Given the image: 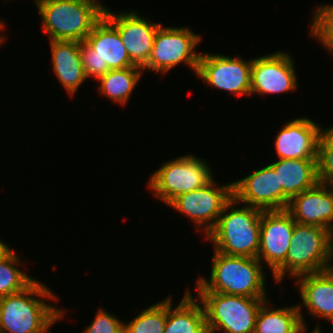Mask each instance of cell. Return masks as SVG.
Returning <instances> with one entry per match:
<instances>
[{
  "label": "cell",
  "mask_w": 333,
  "mask_h": 333,
  "mask_svg": "<svg viewBox=\"0 0 333 333\" xmlns=\"http://www.w3.org/2000/svg\"><path fill=\"white\" fill-rule=\"evenodd\" d=\"M317 167L319 182L333 188V126L321 132Z\"/></svg>",
  "instance_id": "4316f807"
},
{
  "label": "cell",
  "mask_w": 333,
  "mask_h": 333,
  "mask_svg": "<svg viewBox=\"0 0 333 333\" xmlns=\"http://www.w3.org/2000/svg\"><path fill=\"white\" fill-rule=\"evenodd\" d=\"M321 326L318 324L315 326L314 330L311 333H321Z\"/></svg>",
  "instance_id": "836d02e7"
},
{
  "label": "cell",
  "mask_w": 333,
  "mask_h": 333,
  "mask_svg": "<svg viewBox=\"0 0 333 333\" xmlns=\"http://www.w3.org/2000/svg\"><path fill=\"white\" fill-rule=\"evenodd\" d=\"M293 60L289 53L279 50L253 58L250 95L281 94L298 88Z\"/></svg>",
  "instance_id": "7c38bea8"
},
{
  "label": "cell",
  "mask_w": 333,
  "mask_h": 333,
  "mask_svg": "<svg viewBox=\"0 0 333 333\" xmlns=\"http://www.w3.org/2000/svg\"><path fill=\"white\" fill-rule=\"evenodd\" d=\"M11 250L12 248L0 239V259L4 258Z\"/></svg>",
  "instance_id": "4dcf8cb0"
},
{
  "label": "cell",
  "mask_w": 333,
  "mask_h": 333,
  "mask_svg": "<svg viewBox=\"0 0 333 333\" xmlns=\"http://www.w3.org/2000/svg\"><path fill=\"white\" fill-rule=\"evenodd\" d=\"M331 261H333V225L328 229V269L333 270Z\"/></svg>",
  "instance_id": "f546056e"
},
{
  "label": "cell",
  "mask_w": 333,
  "mask_h": 333,
  "mask_svg": "<svg viewBox=\"0 0 333 333\" xmlns=\"http://www.w3.org/2000/svg\"><path fill=\"white\" fill-rule=\"evenodd\" d=\"M85 42L110 70L138 67L131 62L118 30L104 16L94 25Z\"/></svg>",
  "instance_id": "ac0fdd59"
},
{
  "label": "cell",
  "mask_w": 333,
  "mask_h": 333,
  "mask_svg": "<svg viewBox=\"0 0 333 333\" xmlns=\"http://www.w3.org/2000/svg\"><path fill=\"white\" fill-rule=\"evenodd\" d=\"M194 297L190 289H187L175 308L172 305V298L167 297L164 333H209L204 307Z\"/></svg>",
  "instance_id": "44dd1931"
},
{
  "label": "cell",
  "mask_w": 333,
  "mask_h": 333,
  "mask_svg": "<svg viewBox=\"0 0 333 333\" xmlns=\"http://www.w3.org/2000/svg\"><path fill=\"white\" fill-rule=\"evenodd\" d=\"M214 178L202 188L174 198L167 206L191 218L205 237L216 226L226 204L233 197V182L217 186Z\"/></svg>",
  "instance_id": "9c48e42d"
},
{
  "label": "cell",
  "mask_w": 333,
  "mask_h": 333,
  "mask_svg": "<svg viewBox=\"0 0 333 333\" xmlns=\"http://www.w3.org/2000/svg\"><path fill=\"white\" fill-rule=\"evenodd\" d=\"M53 72L71 97L87 79L81 61L80 42L50 41Z\"/></svg>",
  "instance_id": "d6986e66"
},
{
  "label": "cell",
  "mask_w": 333,
  "mask_h": 333,
  "mask_svg": "<svg viewBox=\"0 0 333 333\" xmlns=\"http://www.w3.org/2000/svg\"><path fill=\"white\" fill-rule=\"evenodd\" d=\"M251 60L236 55L201 53L196 71L197 77L207 85L236 96H248L251 92Z\"/></svg>",
  "instance_id": "30bf717a"
},
{
  "label": "cell",
  "mask_w": 333,
  "mask_h": 333,
  "mask_svg": "<svg viewBox=\"0 0 333 333\" xmlns=\"http://www.w3.org/2000/svg\"><path fill=\"white\" fill-rule=\"evenodd\" d=\"M94 320L82 333H124V322L105 309L99 308Z\"/></svg>",
  "instance_id": "83f0119b"
},
{
  "label": "cell",
  "mask_w": 333,
  "mask_h": 333,
  "mask_svg": "<svg viewBox=\"0 0 333 333\" xmlns=\"http://www.w3.org/2000/svg\"><path fill=\"white\" fill-rule=\"evenodd\" d=\"M296 278L295 284L308 314L326 319L333 326V270L303 274Z\"/></svg>",
  "instance_id": "e0dca14e"
},
{
  "label": "cell",
  "mask_w": 333,
  "mask_h": 333,
  "mask_svg": "<svg viewBox=\"0 0 333 333\" xmlns=\"http://www.w3.org/2000/svg\"><path fill=\"white\" fill-rule=\"evenodd\" d=\"M17 255L12 249L4 258L0 259V297L20 292L35 280L20 270L18 265L21 261Z\"/></svg>",
  "instance_id": "cb8c5ba5"
},
{
  "label": "cell",
  "mask_w": 333,
  "mask_h": 333,
  "mask_svg": "<svg viewBox=\"0 0 333 333\" xmlns=\"http://www.w3.org/2000/svg\"><path fill=\"white\" fill-rule=\"evenodd\" d=\"M5 38H0V46L3 44Z\"/></svg>",
  "instance_id": "e575fe53"
},
{
  "label": "cell",
  "mask_w": 333,
  "mask_h": 333,
  "mask_svg": "<svg viewBox=\"0 0 333 333\" xmlns=\"http://www.w3.org/2000/svg\"><path fill=\"white\" fill-rule=\"evenodd\" d=\"M323 127L307 117L292 119L275 136L278 159H318Z\"/></svg>",
  "instance_id": "9a60e30c"
},
{
  "label": "cell",
  "mask_w": 333,
  "mask_h": 333,
  "mask_svg": "<svg viewBox=\"0 0 333 333\" xmlns=\"http://www.w3.org/2000/svg\"><path fill=\"white\" fill-rule=\"evenodd\" d=\"M209 333H254L261 305L269 298H251L216 292H198ZM223 332H222V331Z\"/></svg>",
  "instance_id": "8992f818"
},
{
  "label": "cell",
  "mask_w": 333,
  "mask_h": 333,
  "mask_svg": "<svg viewBox=\"0 0 333 333\" xmlns=\"http://www.w3.org/2000/svg\"><path fill=\"white\" fill-rule=\"evenodd\" d=\"M240 204L234 196L226 204L214 229L205 237L213 250L232 256L257 258L263 210ZM228 212V213H227Z\"/></svg>",
  "instance_id": "3957f363"
},
{
  "label": "cell",
  "mask_w": 333,
  "mask_h": 333,
  "mask_svg": "<svg viewBox=\"0 0 333 333\" xmlns=\"http://www.w3.org/2000/svg\"><path fill=\"white\" fill-rule=\"evenodd\" d=\"M103 16L118 30L131 62L143 68L150 58L155 34L162 24L151 23L136 10L113 13L109 9Z\"/></svg>",
  "instance_id": "4fadbf2b"
},
{
  "label": "cell",
  "mask_w": 333,
  "mask_h": 333,
  "mask_svg": "<svg viewBox=\"0 0 333 333\" xmlns=\"http://www.w3.org/2000/svg\"><path fill=\"white\" fill-rule=\"evenodd\" d=\"M233 196L239 203L263 211L285 210L290 202L279 188L278 175L269 164L234 181Z\"/></svg>",
  "instance_id": "8fae6325"
},
{
  "label": "cell",
  "mask_w": 333,
  "mask_h": 333,
  "mask_svg": "<svg viewBox=\"0 0 333 333\" xmlns=\"http://www.w3.org/2000/svg\"><path fill=\"white\" fill-rule=\"evenodd\" d=\"M269 299L260 307L254 333H305L308 329L302 315V304L270 309Z\"/></svg>",
  "instance_id": "7402d4cb"
},
{
  "label": "cell",
  "mask_w": 333,
  "mask_h": 333,
  "mask_svg": "<svg viewBox=\"0 0 333 333\" xmlns=\"http://www.w3.org/2000/svg\"><path fill=\"white\" fill-rule=\"evenodd\" d=\"M269 165L278 175L279 188L290 200L319 182L317 159H278Z\"/></svg>",
  "instance_id": "ffe728a7"
},
{
  "label": "cell",
  "mask_w": 333,
  "mask_h": 333,
  "mask_svg": "<svg viewBox=\"0 0 333 333\" xmlns=\"http://www.w3.org/2000/svg\"><path fill=\"white\" fill-rule=\"evenodd\" d=\"M88 2H91L93 4H95L96 6H98L104 13L107 12L109 10L108 7H106L105 5H102L98 0H85Z\"/></svg>",
  "instance_id": "1f68e13d"
},
{
  "label": "cell",
  "mask_w": 333,
  "mask_h": 333,
  "mask_svg": "<svg viewBox=\"0 0 333 333\" xmlns=\"http://www.w3.org/2000/svg\"><path fill=\"white\" fill-rule=\"evenodd\" d=\"M80 52L83 70L87 78L93 77L96 81L110 70L108 66H103L101 58L85 41L80 42Z\"/></svg>",
  "instance_id": "f1b7e54d"
},
{
  "label": "cell",
  "mask_w": 333,
  "mask_h": 333,
  "mask_svg": "<svg viewBox=\"0 0 333 333\" xmlns=\"http://www.w3.org/2000/svg\"><path fill=\"white\" fill-rule=\"evenodd\" d=\"M295 221L285 210L263 211L257 259L267 263L273 273L287 257Z\"/></svg>",
  "instance_id": "5bb4252c"
},
{
  "label": "cell",
  "mask_w": 333,
  "mask_h": 333,
  "mask_svg": "<svg viewBox=\"0 0 333 333\" xmlns=\"http://www.w3.org/2000/svg\"><path fill=\"white\" fill-rule=\"evenodd\" d=\"M324 270H328V229L295 222L286 260L272 273L274 282L280 283L285 275L296 279Z\"/></svg>",
  "instance_id": "5b68a950"
},
{
  "label": "cell",
  "mask_w": 333,
  "mask_h": 333,
  "mask_svg": "<svg viewBox=\"0 0 333 333\" xmlns=\"http://www.w3.org/2000/svg\"><path fill=\"white\" fill-rule=\"evenodd\" d=\"M167 320V297L144 309L124 323V333H164Z\"/></svg>",
  "instance_id": "d4e9b609"
},
{
  "label": "cell",
  "mask_w": 333,
  "mask_h": 333,
  "mask_svg": "<svg viewBox=\"0 0 333 333\" xmlns=\"http://www.w3.org/2000/svg\"><path fill=\"white\" fill-rule=\"evenodd\" d=\"M313 13L310 35L333 55V5H317Z\"/></svg>",
  "instance_id": "484cf974"
},
{
  "label": "cell",
  "mask_w": 333,
  "mask_h": 333,
  "mask_svg": "<svg viewBox=\"0 0 333 333\" xmlns=\"http://www.w3.org/2000/svg\"><path fill=\"white\" fill-rule=\"evenodd\" d=\"M210 279L199 277L196 292L268 298L263 265L257 258L213 252Z\"/></svg>",
  "instance_id": "7a4b0ae2"
},
{
  "label": "cell",
  "mask_w": 333,
  "mask_h": 333,
  "mask_svg": "<svg viewBox=\"0 0 333 333\" xmlns=\"http://www.w3.org/2000/svg\"><path fill=\"white\" fill-rule=\"evenodd\" d=\"M49 41H85L104 12L85 0H35Z\"/></svg>",
  "instance_id": "277c9868"
},
{
  "label": "cell",
  "mask_w": 333,
  "mask_h": 333,
  "mask_svg": "<svg viewBox=\"0 0 333 333\" xmlns=\"http://www.w3.org/2000/svg\"><path fill=\"white\" fill-rule=\"evenodd\" d=\"M54 295L45 284L34 280L22 291L0 297V333H48L65 313L44 301H57Z\"/></svg>",
  "instance_id": "6da1fadb"
},
{
  "label": "cell",
  "mask_w": 333,
  "mask_h": 333,
  "mask_svg": "<svg viewBox=\"0 0 333 333\" xmlns=\"http://www.w3.org/2000/svg\"><path fill=\"white\" fill-rule=\"evenodd\" d=\"M142 73L143 70L140 67L109 70L97 79L99 81L98 91L110 101L125 105L133 94V90L136 89Z\"/></svg>",
  "instance_id": "603a6c76"
},
{
  "label": "cell",
  "mask_w": 333,
  "mask_h": 333,
  "mask_svg": "<svg viewBox=\"0 0 333 333\" xmlns=\"http://www.w3.org/2000/svg\"><path fill=\"white\" fill-rule=\"evenodd\" d=\"M286 210L296 223L329 229L333 225V188L318 182L294 196Z\"/></svg>",
  "instance_id": "2e32d148"
},
{
  "label": "cell",
  "mask_w": 333,
  "mask_h": 333,
  "mask_svg": "<svg viewBox=\"0 0 333 333\" xmlns=\"http://www.w3.org/2000/svg\"><path fill=\"white\" fill-rule=\"evenodd\" d=\"M210 164L194 155L167 161L149 177L147 185L157 199L168 205L177 196L202 188L213 179Z\"/></svg>",
  "instance_id": "52a82bcc"
},
{
  "label": "cell",
  "mask_w": 333,
  "mask_h": 333,
  "mask_svg": "<svg viewBox=\"0 0 333 333\" xmlns=\"http://www.w3.org/2000/svg\"><path fill=\"white\" fill-rule=\"evenodd\" d=\"M6 25L4 24L3 21H1L0 19V32L3 30V28L5 27ZM0 38H5L4 35H2V32L0 33Z\"/></svg>",
  "instance_id": "d6a6232c"
},
{
  "label": "cell",
  "mask_w": 333,
  "mask_h": 333,
  "mask_svg": "<svg viewBox=\"0 0 333 333\" xmlns=\"http://www.w3.org/2000/svg\"><path fill=\"white\" fill-rule=\"evenodd\" d=\"M154 37L150 58L142 68L157 74H166L180 63L188 65L194 73L197 71L201 52L194 49L201 41V36L187 27H162Z\"/></svg>",
  "instance_id": "ba28073f"
}]
</instances>
